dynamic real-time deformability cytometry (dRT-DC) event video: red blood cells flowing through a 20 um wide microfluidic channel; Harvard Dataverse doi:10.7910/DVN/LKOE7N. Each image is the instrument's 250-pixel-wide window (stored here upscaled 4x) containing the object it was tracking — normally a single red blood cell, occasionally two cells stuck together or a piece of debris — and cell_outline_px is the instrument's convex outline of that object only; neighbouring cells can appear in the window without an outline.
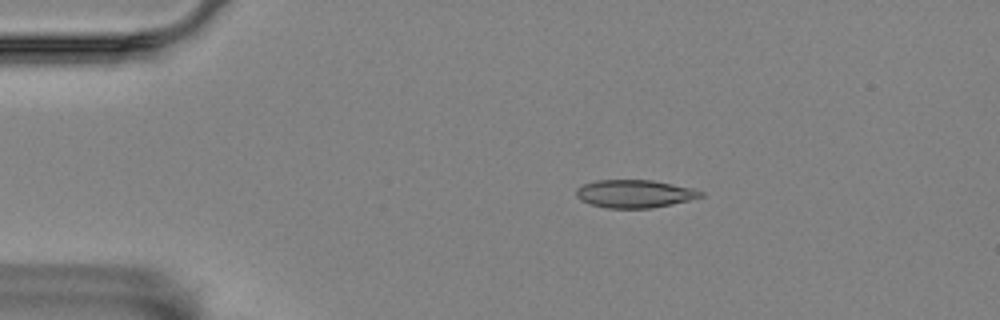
{"species": "Egyptian fruit bat (a non-hibernating species)", "species_latin": "Rousettus aegyptiacus", "temperature_condition": "room temperature", "stored_images_in_passage": 46, "camera_frame_rate_fps": 3000, "um_per_image_px": 0.085, "animal": {"sex": "female"}, "frame": {"image": 1, "passage_image": 1, "time_ms": 0.0, "image_size_px": [1000, 320], "cell_outline_px": [[704, 196], [672, 204], [652, 208], [604, 208], [580, 200], [576, 196], [576, 188], [584, 184], [596, 180], [652, 180], [692, 188], [704, 192]], "centroid_in_image_um": [53.93, 16.47], "position_along_channel_um": 31.1, "area_um2": 20.23}}
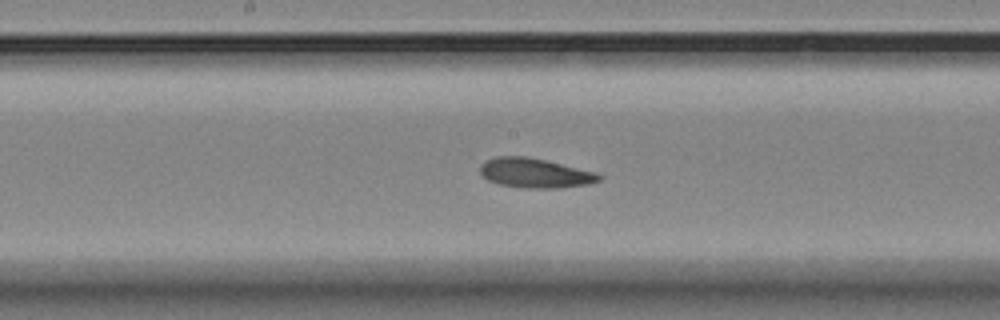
{"frame": {"image": 2, "passage_image": 20, "time_ms": 6.333, "image_size_px": [1000, 320], "cell_outline_px": [[604, 176], [600, 180], [588, 184], [560, 188], [524, 188], [500, 184], [488, 180], [480, 176], [480, 164], [484, 160], [496, 156], [528, 156], [596, 172]], "centroid_in_image_um": [45.44, 14.7], "position_along_channel_um": 202.8, "area_um2": 20.69}}
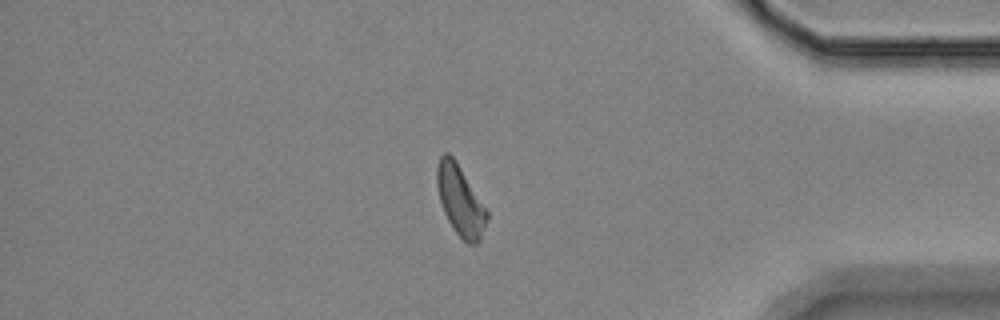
{"frame": {"image": 3, "passage_image": 39, "time_ms": 12.667, "image_size_px": [1000, 320], "cell_outline_px": [[488, 216], [480, 240], [476, 244], [468, 244], [456, 232], [448, 220], [444, 212], [440, 200], [436, 184], [436, 168], [440, 156], [444, 152], [448, 152], [452, 156], [460, 168], [488, 212]], "centroid_in_image_um": [39.1, 17.04], "position_along_channel_um": 396.1, "area_um2": 19.94}, "authors_computed_cell_mechanics": {"area_um2": 20.6057, "velocity_mm_per_s": 3.4963, "shape_relaxation_time_tau1_ms": 7.7102, "shape_relaxation_time_tau2_ms": 4.7989, "deformation_change_tau1": 0.1724, "deformation_change_tau2": 0.1267}}